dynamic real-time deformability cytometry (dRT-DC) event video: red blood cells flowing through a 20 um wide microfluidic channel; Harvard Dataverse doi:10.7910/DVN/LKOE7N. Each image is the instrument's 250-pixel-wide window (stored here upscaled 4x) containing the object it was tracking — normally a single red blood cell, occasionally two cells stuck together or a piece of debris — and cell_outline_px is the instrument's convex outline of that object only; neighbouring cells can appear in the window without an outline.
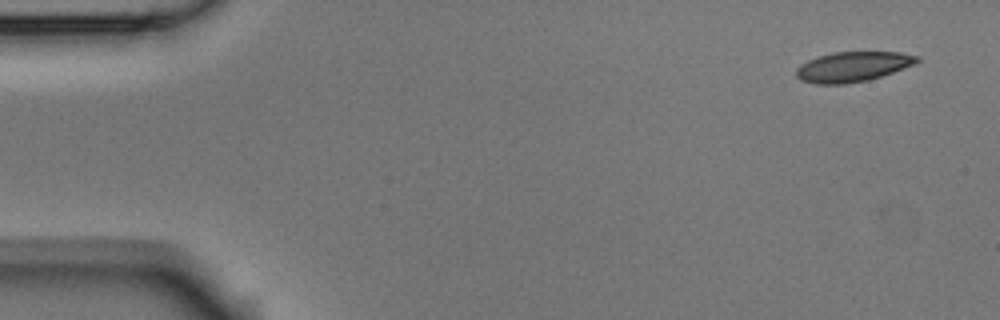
{"species": "Egyptian fruit bat (a non-hibernating species)", "species_latin": "Rousettus aegyptiacus", "temperature_condition": "room temperature", "stored_images_in_passage": 4, "camera_frame_rate_fps": 3000, "um_per_image_px": 0.085, "animal": {"sex": "male"}, "frame": {"image": 1, "passage_image": 1, "time_ms": 0.0, "image_size_px": [1000, 320], "cell_outline_px": [[920, 60], [916, 64], [868, 80], [844, 84], [816, 84], [800, 80], [796, 76], [796, 68], [800, 64], [808, 60], [832, 52], [900, 52], [920, 56]], "centroid_in_image_um": [72.48, 5.67], "position_along_channel_um": 12.5, "area_um2": 21.15}}